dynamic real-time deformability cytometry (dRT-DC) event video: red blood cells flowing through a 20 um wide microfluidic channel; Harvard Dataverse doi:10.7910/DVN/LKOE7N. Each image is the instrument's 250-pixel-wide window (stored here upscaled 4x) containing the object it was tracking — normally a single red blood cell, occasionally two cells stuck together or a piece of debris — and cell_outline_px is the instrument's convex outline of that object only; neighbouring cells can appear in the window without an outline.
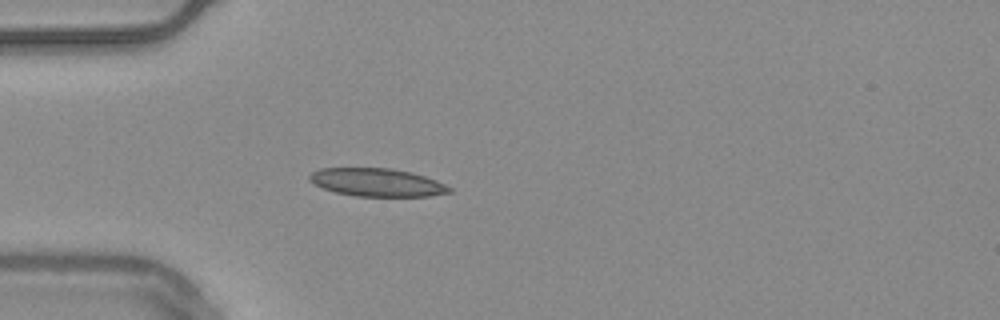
{"species": "common noctule bat (a hibernating species)", "species_latin": "Nyctalus noctula", "temperature_condition": "warm", "stored_images_in_passage": 40, "camera_frame_rate_fps": 3000, "um_per_image_px": 0.085, "animal": {"sex": "male", "body_mass_g": 20.4}, "frame": {"image": 1, "passage_image": 1, "time_ms": 0.0, "image_size_px": [1000, 320], "cell_outline_px": [[452, 192], [428, 196], [356, 196], [336, 192], [324, 188], [308, 180], [308, 176], [312, 172], [320, 168], [392, 168], [412, 172], [436, 180], [452, 188]], "centroid_in_image_um": [32.05, 15.5], "position_along_channel_um": 52.9, "area_um2": 22.77}}
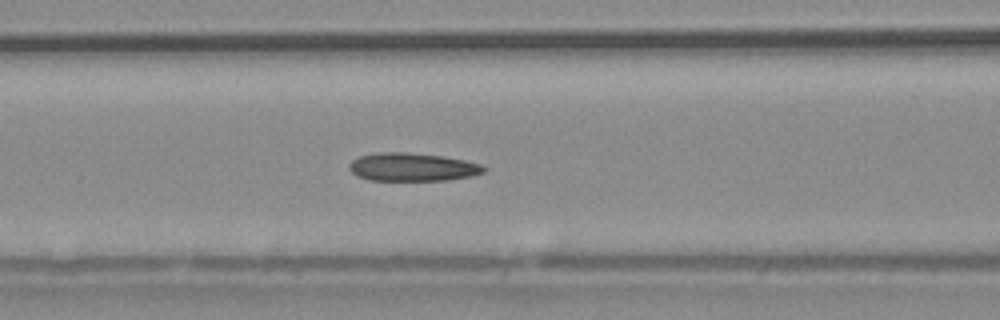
{"frame": {"image": 2, "passage_image": 8, "time_ms": 2.333, "image_size_px": [1000, 320], "cell_outline_px": [[488, 168], [484, 172], [472, 176], [448, 180], [372, 180], [356, 176], [348, 168], [348, 164], [352, 160], [360, 156], [376, 152], [408, 152], [440, 156], [464, 160], [480, 164]], "centroid_in_image_um": [35.04, 14.2], "position_along_channel_um": 131.6, "area_um2": 22.14}}
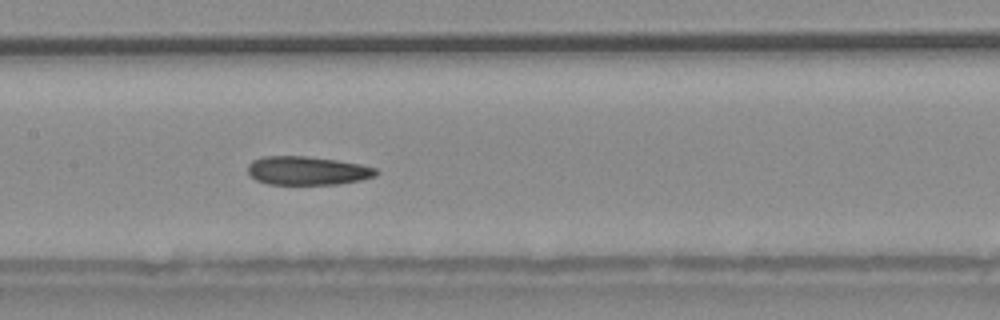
{"frame": {"image": 3, "passage_image": 12, "time_ms": 3.667, "image_size_px": [1000, 320], "cell_outline_px": [[380, 172], [376, 176], [360, 180], [340, 184], [268, 184], [256, 180], [248, 172], [248, 164], [252, 160], [264, 156], [304, 156], [336, 160], [360, 164], [376, 168]], "centroid_in_image_um": [26.14, 14.51], "position_along_channel_um": 181.3, "area_um2": 21.39}, "authors_computed_cell_mechanics": {"area_um2": 22.0218, "velocity_mm_per_s": 3.7284, "shape_relaxation_time_tau1_ms": null, "shape_relaxation_time_tau2_ms": 8.6418, "deformation_change_tau1": null, "deformation_change_tau2": 0.1462}}